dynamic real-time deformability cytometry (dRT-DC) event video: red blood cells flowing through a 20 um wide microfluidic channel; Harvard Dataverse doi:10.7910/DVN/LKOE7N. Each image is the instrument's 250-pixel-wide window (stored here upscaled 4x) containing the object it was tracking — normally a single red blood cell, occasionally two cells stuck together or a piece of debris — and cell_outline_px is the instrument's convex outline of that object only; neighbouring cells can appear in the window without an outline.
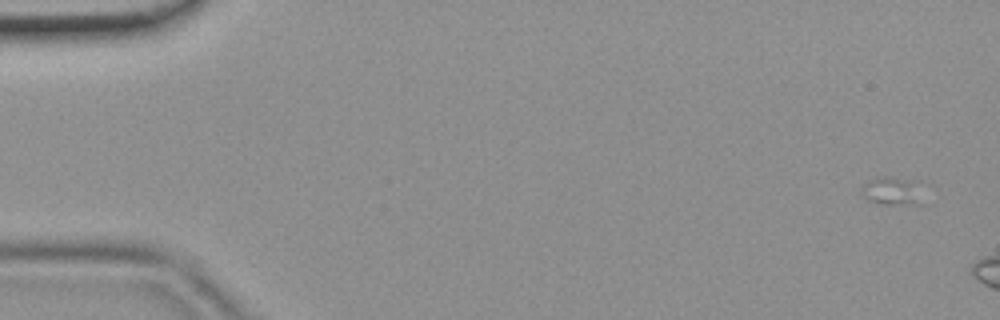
{"species": "common noctule bat (a hibernating species)", "species_latin": "Nyctalus noctula", "temperature_condition": "room temperature", "stored_images_in_passage": 3, "camera_frame_rate_fps": 3000, "um_per_image_px": 0.085, "animal": {"sex": "female", "body_mass_g": 19.9}, "frame": {"image": 1, "passage_image": 1, "time_ms": 0.0, "image_size_px": [1000, 320], "cell_outline_px": [[924, 204], [880, 204], [868, 200], [864, 196], [860, 188], [868, 180], [884, 176], [888, 176], [916, 180]], "centroid_in_image_um": [75.85, 16.23], "position_along_channel_um": 9.2, "area_um2": 10.23}}